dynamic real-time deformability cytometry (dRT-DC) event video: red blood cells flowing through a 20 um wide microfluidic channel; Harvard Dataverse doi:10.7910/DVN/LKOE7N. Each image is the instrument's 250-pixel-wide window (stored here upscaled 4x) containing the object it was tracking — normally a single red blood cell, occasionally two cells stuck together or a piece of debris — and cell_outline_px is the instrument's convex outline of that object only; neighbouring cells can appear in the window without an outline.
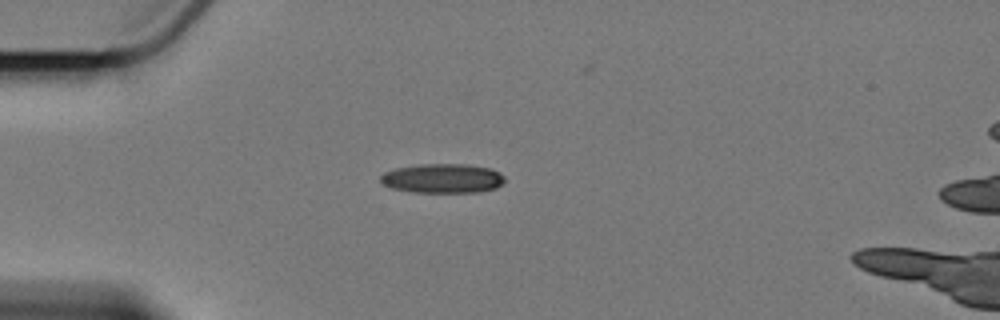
{"species": "Egyptian fruit bat (a non-hibernating species)", "species_latin": "Rousettus aegyptiacus", "temperature_condition": "cold", "stored_images_in_passage": 6, "camera_frame_rate_fps": 3000, "um_per_image_px": 0.085, "animal": {"sex": "female"}, "frame": {"image": 1, "passage_image": 1, "time_ms": 0.0, "image_size_px": [1000, 320], "cell_outline_px": [[504, 184], [496, 188], [480, 192], [412, 192], [392, 188], [384, 184], [380, 180], [380, 176], [384, 172], [396, 168], [420, 164], [468, 164], [492, 168], [500, 172], [504, 176]], "centroid_in_image_um": [37.67, 15.16], "position_along_channel_um": 47.3, "area_um2": 21.44}}
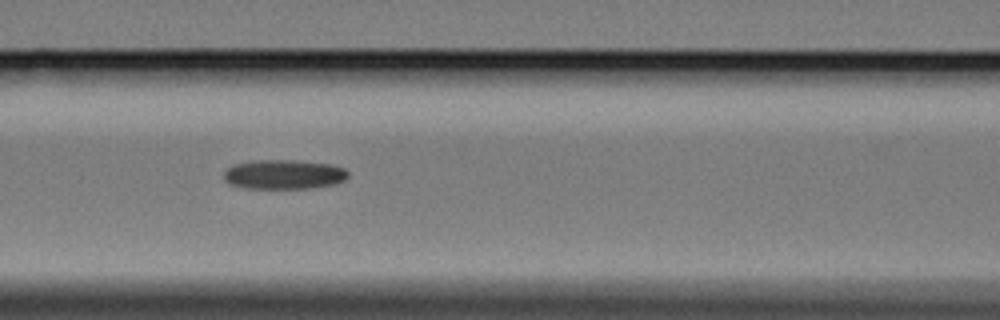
{"frame": {"image": 2, "passage_image": 4, "time_ms": 3.333, "image_size_px": [1000, 320], "cell_outline_px": [[348, 176], [344, 180], [336, 184], [312, 188], [244, 188], [228, 184], [224, 180], [224, 172], [232, 164], [256, 160], [292, 160], [332, 164], [344, 168], [348, 172]], "centroid_in_image_um": [24.12, 14.83], "position_along_channel_um": 142.5, "area_um2": 21.5}}
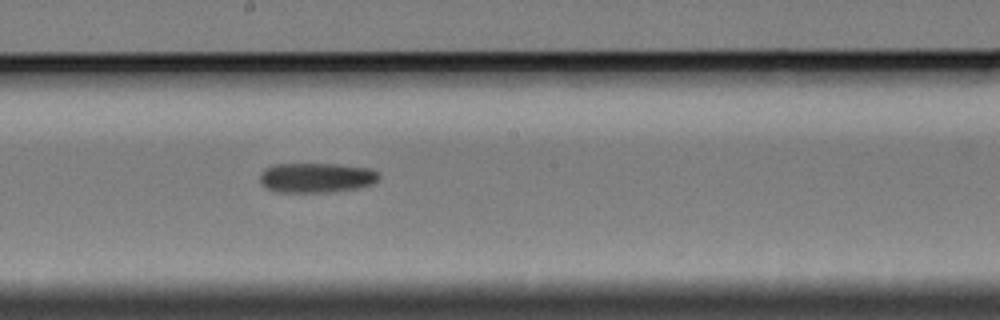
{"frame": {"image": 3, "passage_image": 6, "time_ms": 5.667, "image_size_px": [1000, 320], "cell_outline_px": [[380, 176], [372, 184], [356, 188], [332, 192], [276, 192], [264, 188], [260, 184], [260, 172], [264, 168], [272, 164], [336, 164], [368, 168], [380, 172]], "centroid_in_image_um": [26.83, 15.1], "position_along_channel_um": 221.4, "area_um2": 20.92}}